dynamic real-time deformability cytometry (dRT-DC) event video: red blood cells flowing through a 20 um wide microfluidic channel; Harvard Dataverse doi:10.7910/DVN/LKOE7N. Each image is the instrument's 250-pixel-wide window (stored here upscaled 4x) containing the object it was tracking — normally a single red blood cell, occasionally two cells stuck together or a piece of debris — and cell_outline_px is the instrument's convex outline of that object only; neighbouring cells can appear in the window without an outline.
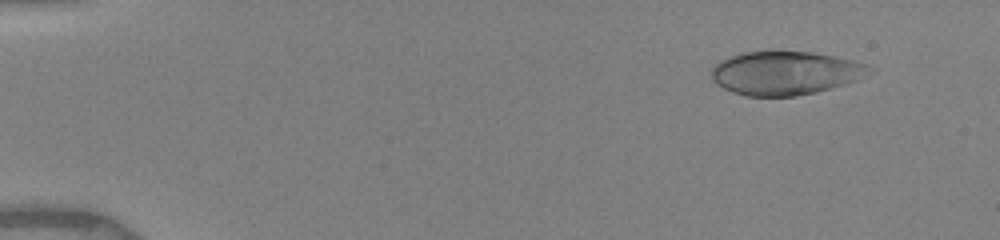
{"species": "human", "species_latin": "Homo sapiens", "temperature_condition": "warm", "stored_images_in_passage": 9, "camera_frame_rate_fps": 3000, "um_per_image_px": 0.085, "donor": {"sex": "female"}, "frame": {"image": 1, "passage_image": 3, "time_ms": 1.333, "image_size_px": [1000, 240], "cell_outline_px": [[876, 72], [856, 80], [844, 84], [816, 92], [796, 96], [748, 96], [732, 92], [716, 84], [712, 80], [708, 72], [720, 60], [728, 56], [740, 52], [768, 48], [772, 48], [812, 52], [836, 56], [856, 60], [868, 64], [876, 68]], "centroid_in_image_um": [66.76, 6.15], "position_along_channel_um": 18.2, "area_um2": 41.73}}